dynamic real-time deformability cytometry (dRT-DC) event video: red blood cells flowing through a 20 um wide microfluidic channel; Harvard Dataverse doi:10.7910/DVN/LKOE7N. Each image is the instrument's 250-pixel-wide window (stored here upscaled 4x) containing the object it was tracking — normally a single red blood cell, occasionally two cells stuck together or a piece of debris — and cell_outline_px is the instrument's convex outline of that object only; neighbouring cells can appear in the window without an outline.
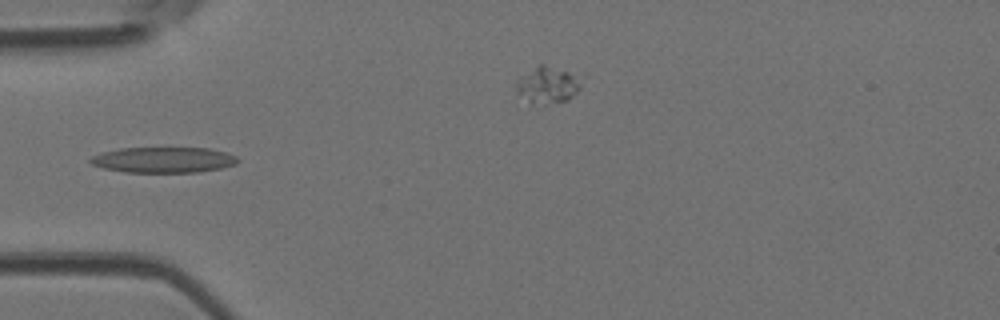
{"species": "Egyptian fruit bat (a non-hibernating species)", "species_latin": "Rousettus aegyptiacus", "temperature_condition": "room temperature", "stored_images_in_passage": 6, "segment_of_instrument_passage": [1, 2], "camera_frame_rate_fps": 3000, "um_per_image_px": 0.085, "animal": {"sex": "female"}, "frame": {"image": 1, "passage_image": 5, "time_ms": 1.333, "image_size_px": [1000, 320], "cell_outline_px": [[240, 160], [236, 164], [220, 168], [200, 172], [124, 172], [104, 168], [92, 164], [88, 160], [92, 156], [100, 152], [120, 148], [208, 148], [224, 152], [236, 156]], "centroid_in_image_um": [13.88, 13.59], "position_along_channel_um": 71.1, "area_um2": 22.02}}